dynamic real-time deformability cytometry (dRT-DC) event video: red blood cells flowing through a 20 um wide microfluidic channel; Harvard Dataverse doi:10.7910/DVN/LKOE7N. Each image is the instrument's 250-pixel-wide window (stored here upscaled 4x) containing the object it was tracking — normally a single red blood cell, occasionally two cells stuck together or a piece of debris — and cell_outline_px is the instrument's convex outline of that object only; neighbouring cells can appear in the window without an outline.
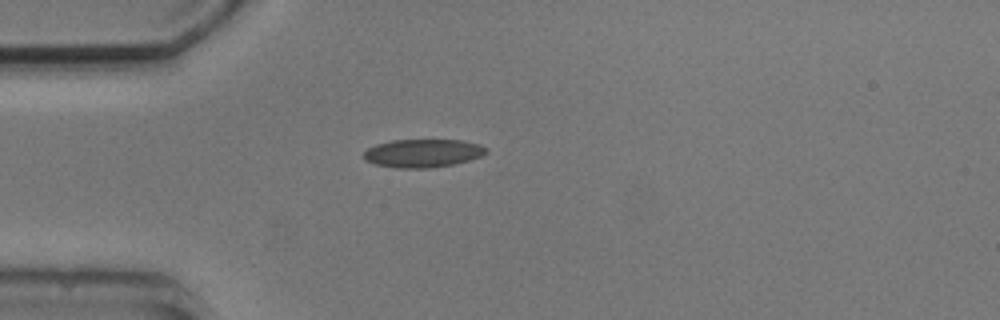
{"species": "common noctule bat (a hibernating species)", "species_latin": "Nyctalus noctula", "temperature_condition": "cold", "stored_images_in_passage": 1, "camera_frame_rate_fps": 3000, "um_per_image_px": 0.085, "animal": {"sex": "male", "body_mass_g": 20.5, "forearm_length_mm": 52.5}, "frame": {"image": 1, "passage_image": 1, "time_ms": 0.0, "image_size_px": [1000, 320], "cell_outline_px": [[488, 152], [480, 156], [468, 160], [452, 164], [432, 168], [396, 168], [376, 164], [364, 160], [364, 152], [368, 148], [376, 144], [392, 140], [460, 140], [480, 144], [488, 148]], "centroid_in_image_um": [35.94, 13.02], "position_along_channel_um": 49.1, "area_um2": 20.11}}